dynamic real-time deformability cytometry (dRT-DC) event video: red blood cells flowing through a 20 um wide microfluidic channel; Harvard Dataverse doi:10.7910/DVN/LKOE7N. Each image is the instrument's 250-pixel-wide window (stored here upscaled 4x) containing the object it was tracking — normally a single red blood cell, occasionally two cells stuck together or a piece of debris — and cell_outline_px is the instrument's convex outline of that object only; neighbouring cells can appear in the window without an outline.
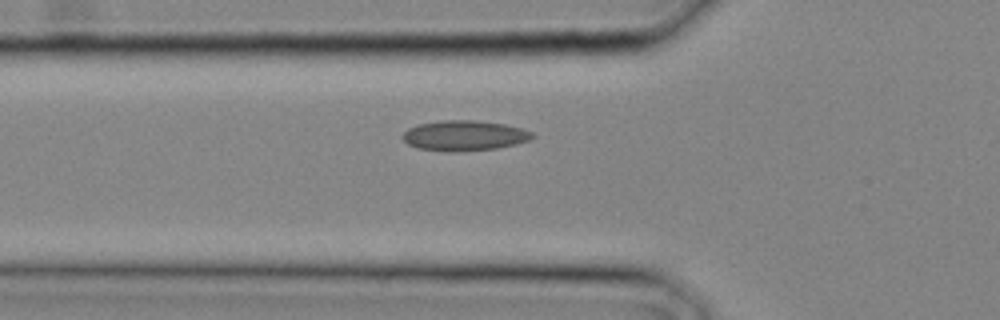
{"species": "common noctule bat (a hibernating species)", "species_latin": "Nyctalus noctula", "temperature_condition": "cold", "stored_images_in_passage": 14, "camera_frame_rate_fps": 3000, "um_per_image_px": 0.085, "animal": {"sex": "male", "body_mass_g": 20.4}, "frame": {"image": 1, "passage_image": 8, "time_ms": 2.333, "image_size_px": [1000, 320], "cell_outline_px": [[536, 136], [528, 140], [516, 144], [496, 148], [456, 152], [420, 148], [408, 144], [400, 136], [408, 128], [420, 124], [440, 120], [472, 120], [504, 124], [520, 128], [532, 132]], "centroid_in_image_um": [39.46, 11.52], "position_along_channel_um": 86.3, "area_um2": 22.66}}
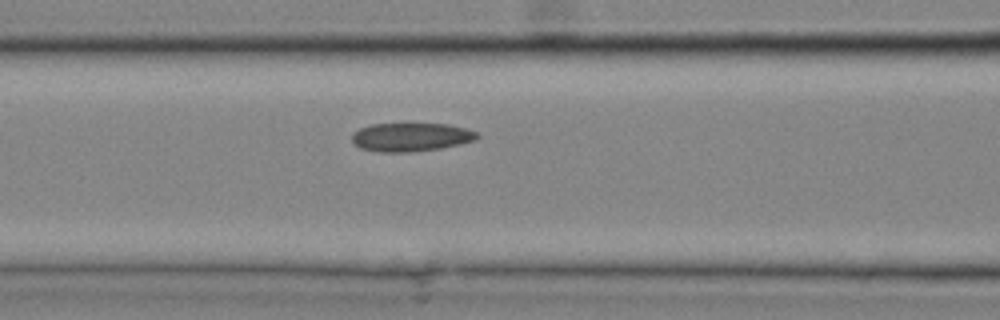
{"frame": {"image": 2, "passage_image": 10, "time_ms": 3.0, "image_size_px": [1000, 320], "cell_outline_px": [[480, 136], [476, 140], [460, 144], [440, 148], [412, 152], [380, 152], [360, 148], [352, 140], [352, 132], [360, 128], [372, 124], [448, 124], [464, 128], [476, 132]], "centroid_in_image_um": [34.92, 11.65], "position_along_channel_um": 131.7, "area_um2": 20.75}}
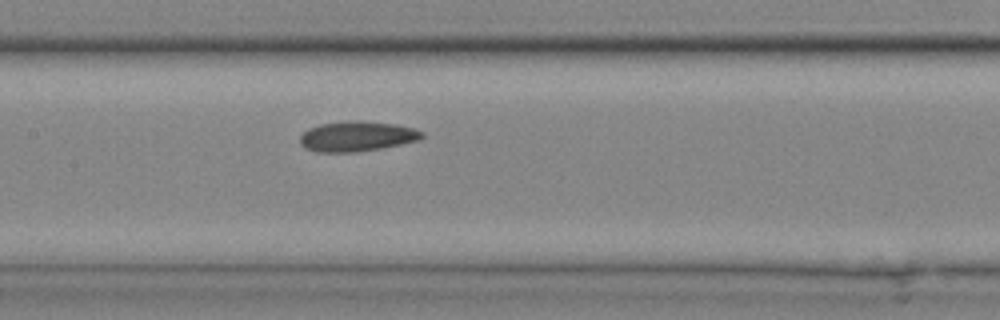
{"frame": {"image": 3, "passage_image": 12, "time_ms": 3.667, "image_size_px": [1000, 320], "cell_outline_px": [[424, 136], [420, 140], [384, 148], [356, 152], [316, 152], [304, 148], [300, 144], [300, 136], [308, 128], [320, 124], [356, 120], [360, 120], [396, 124], [412, 128], [424, 132]], "centroid_in_image_um": [30.35, 11.59], "position_along_channel_um": 177.1, "area_um2": 21.62}}